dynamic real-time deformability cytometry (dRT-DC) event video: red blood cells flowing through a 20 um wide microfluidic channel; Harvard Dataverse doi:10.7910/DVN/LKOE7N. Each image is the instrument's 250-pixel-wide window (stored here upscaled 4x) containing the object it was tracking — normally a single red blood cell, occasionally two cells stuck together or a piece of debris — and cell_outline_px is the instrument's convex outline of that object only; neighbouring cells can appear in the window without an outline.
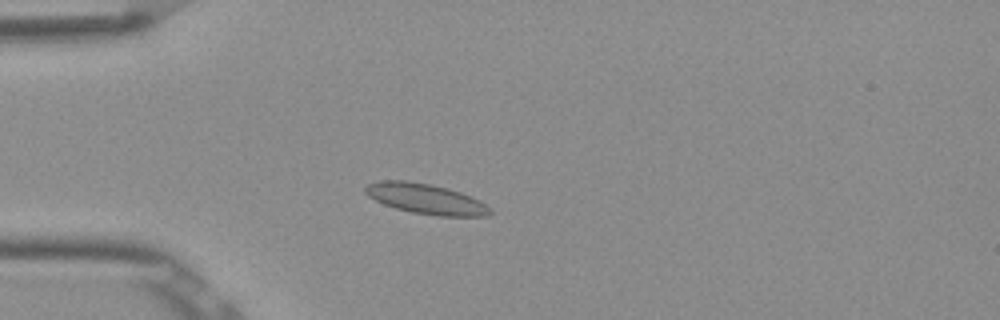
{"species": "Egyptian fruit bat (a non-hibernating species)", "species_latin": "Rousettus aegyptiacus", "temperature_condition": "room temperature", "stored_images_in_passage": 4, "camera_frame_rate_fps": 3000, "um_per_image_px": 0.085, "frame": {"image": 1, "passage_image": 4, "time_ms": 1.0, "image_size_px": [1000, 320], "cell_outline_px": [[492, 212], [484, 216], [440, 216], [412, 212], [396, 208], [384, 204], [368, 196], [364, 192], [364, 188], [368, 184], [380, 180], [408, 180], [432, 184], [448, 188], [472, 196], [480, 200], [492, 208]], "centroid_in_image_um": [36.21, 16.89], "position_along_channel_um": 48.8, "area_um2": 22.14}}